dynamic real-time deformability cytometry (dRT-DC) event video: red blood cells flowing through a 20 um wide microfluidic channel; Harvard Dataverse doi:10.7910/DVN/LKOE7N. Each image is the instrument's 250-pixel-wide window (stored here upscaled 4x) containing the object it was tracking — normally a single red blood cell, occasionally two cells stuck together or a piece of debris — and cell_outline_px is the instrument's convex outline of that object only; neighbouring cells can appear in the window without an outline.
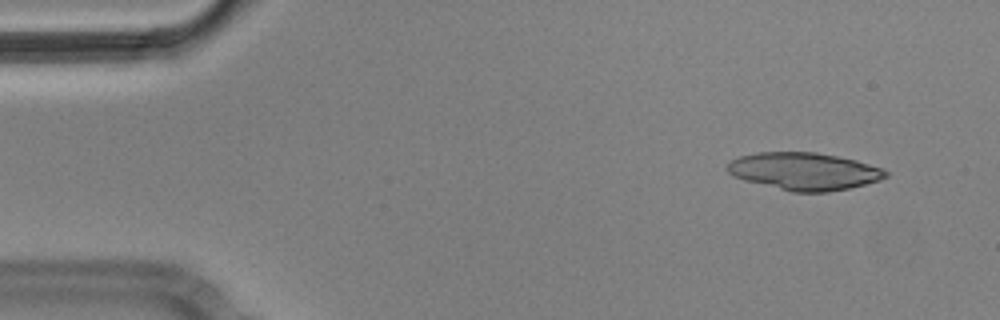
{"species": "Egyptian fruit bat (a non-hibernating species)", "species_latin": "Rousettus aegyptiacus", "temperature_condition": "cold", "stored_images_in_passage": 4, "camera_frame_rate_fps": 3000, "um_per_image_px": 0.085, "animal": {"sex": "male"}, "frame": {"image": 1, "passage_image": 1, "time_ms": 0.0, "image_size_px": [1000, 320], "cell_outline_px": [[888, 176], [880, 180], [848, 188], [828, 192], [792, 192], [744, 180], [732, 176], [728, 172], [728, 164], [732, 160], [740, 156], [756, 152], [816, 152], [856, 160], [884, 168], [888, 172]], "centroid_in_image_um": [68.37, 14.56], "position_along_channel_um": 16.6, "area_um2": 34.51}}